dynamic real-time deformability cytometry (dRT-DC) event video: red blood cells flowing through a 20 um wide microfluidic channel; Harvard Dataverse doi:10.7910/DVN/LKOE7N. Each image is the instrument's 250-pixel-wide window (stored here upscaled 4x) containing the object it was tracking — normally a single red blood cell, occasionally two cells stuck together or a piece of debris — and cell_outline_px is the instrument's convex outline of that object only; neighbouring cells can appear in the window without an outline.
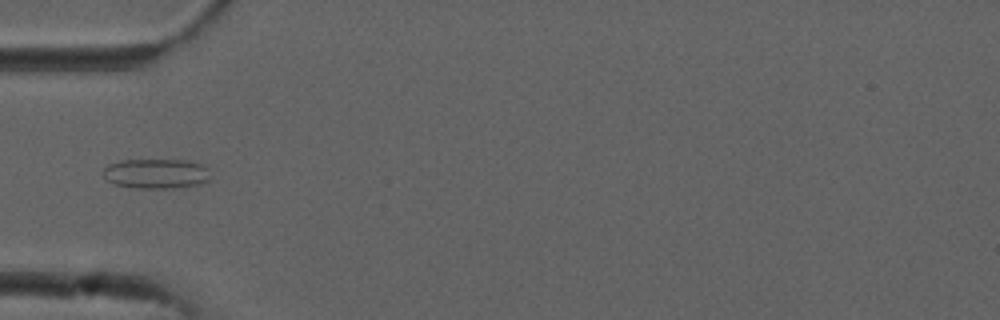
{"species": "common noctule bat (a hibernating species)", "species_latin": "Nyctalus noctula", "temperature_condition": "cold", "stored_images_in_passage": 7, "camera_frame_rate_fps": 3000, "um_per_image_px": 0.085, "animal": {"sex": "male", "forearm_length_mm": 52.5}, "frame": {"image": 1, "passage_image": 4, "time_ms": 1.0, "image_size_px": [1000, 320], "cell_outline_px": [[208, 180], [200, 184], [172, 188], [136, 188], [116, 184], [108, 180], [104, 176], [104, 168], [108, 164], [120, 160], [188, 160], [204, 164], [208, 168]], "centroid_in_image_um": [13.29, 14.74], "position_along_channel_um": 71.7, "area_um2": 18.61}}
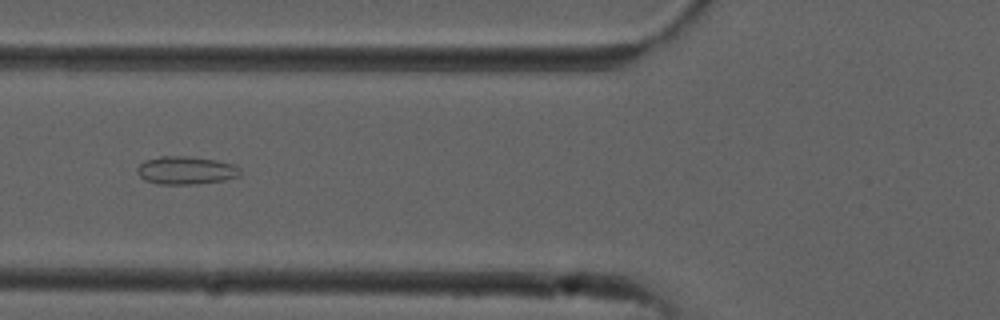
{"frame": {"image": 2, "passage_image": 5, "time_ms": 1.333, "image_size_px": [1000, 320], "cell_outline_px": [[240, 176], [224, 180], [196, 184], [160, 184], [144, 180], [136, 172], [136, 168], [144, 160], [160, 156], [184, 156], [216, 160], [236, 164], [240, 168]], "centroid_in_image_um": [15.8, 14.48], "position_along_channel_um": 110.0, "area_um2": 16.94}}
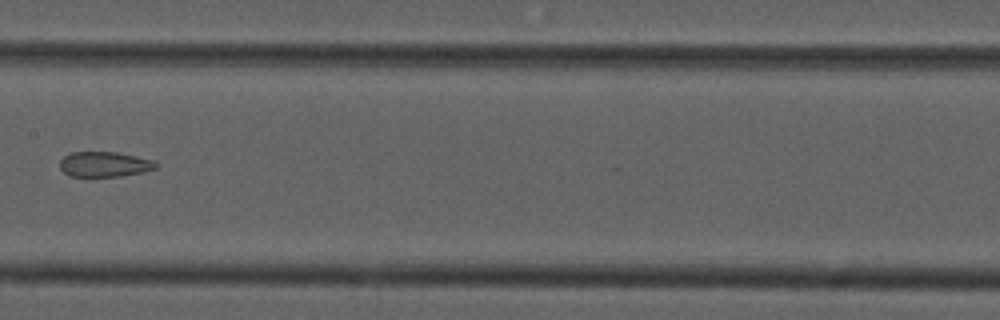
{"frame": {"image": 3, "passage_image": 7, "time_ms": 2.0, "image_size_px": [1000, 320], "cell_outline_px": [[156, 168], [144, 172], [120, 176], [68, 176], [60, 168], [60, 160], [64, 156], [72, 152], [116, 152], [156, 160]], "centroid_in_image_um": [8.89, 13.96], "position_along_channel_um": 198.5, "area_um2": 14.1}}